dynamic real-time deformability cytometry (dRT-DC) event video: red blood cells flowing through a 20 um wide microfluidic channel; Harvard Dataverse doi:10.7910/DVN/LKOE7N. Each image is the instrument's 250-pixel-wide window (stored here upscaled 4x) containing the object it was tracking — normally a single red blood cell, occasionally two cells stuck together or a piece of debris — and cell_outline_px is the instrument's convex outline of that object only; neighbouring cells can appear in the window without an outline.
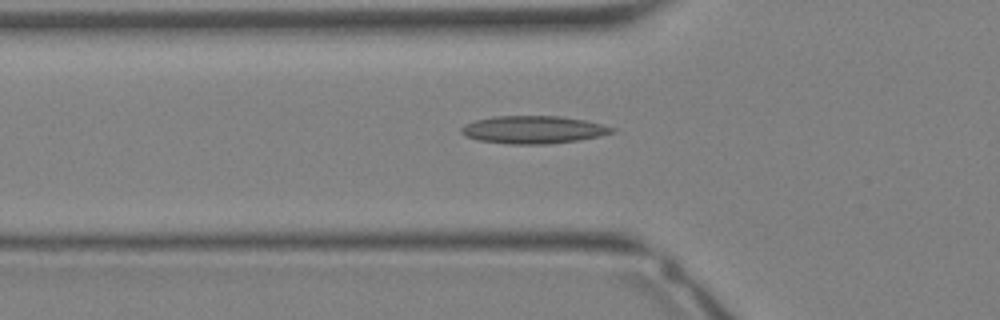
{"species": "Egyptian fruit bat (a non-hibernating species)", "species_latin": "Rousettus aegyptiacus", "temperature_condition": "warm", "stored_images_in_passage": 23, "camera_frame_rate_fps": 3000, "um_per_image_px": 0.085, "animal": {"sex": "female"}, "frame": {"image": 1, "passage_image": 2, "time_ms": 0.333, "image_size_px": [1000, 320], "cell_outline_px": [[616, 132], [600, 136], [580, 140], [548, 144], [508, 144], [480, 140], [464, 136], [460, 132], [460, 128], [464, 124], [476, 120], [496, 116], [560, 116], [584, 120], [616, 128]], "centroid_in_image_um": [45.34, 11.03], "position_along_channel_um": 80.5, "area_um2": 24.39}}
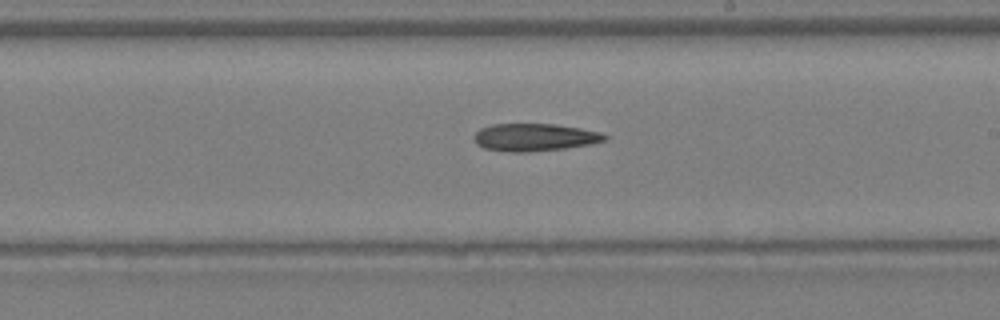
{"frame": {"image": 2, "passage_image": 10, "time_ms": 3.0, "image_size_px": [1000, 320], "cell_outline_px": [[608, 140], [592, 144], [564, 148], [528, 152], [512, 152], [484, 148], [476, 144], [472, 136], [480, 128], [492, 124], [556, 124], [580, 128], [600, 132], [608, 136]], "centroid_in_image_um": [45.44, 11.67], "position_along_channel_um": 243.6, "area_um2": 21.1}}
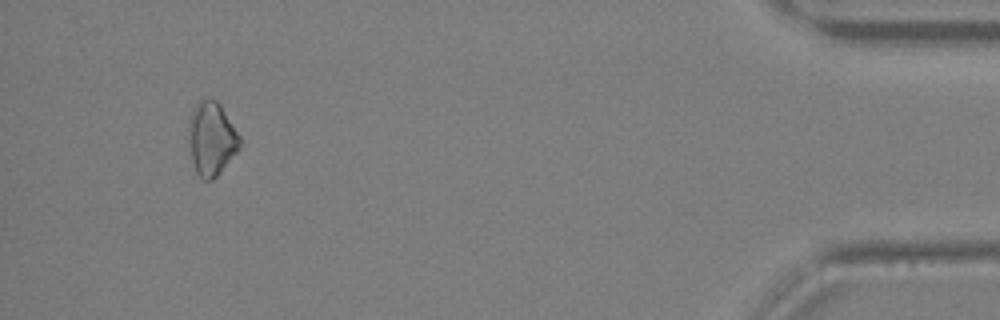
{"frame": {"image": 3, "passage_image": 22, "time_ms": 7.0, "image_size_px": [1000, 320], "cell_outline_px": [[240, 148], [216, 176], [212, 180], [200, 180], [196, 172], [192, 160], [188, 128], [192, 112], [200, 100], [216, 100], [220, 104], [240, 136]], "centroid_in_image_um": [17.99, 11.82], "position_along_channel_um": 417.2, "area_um2": 21.44}}